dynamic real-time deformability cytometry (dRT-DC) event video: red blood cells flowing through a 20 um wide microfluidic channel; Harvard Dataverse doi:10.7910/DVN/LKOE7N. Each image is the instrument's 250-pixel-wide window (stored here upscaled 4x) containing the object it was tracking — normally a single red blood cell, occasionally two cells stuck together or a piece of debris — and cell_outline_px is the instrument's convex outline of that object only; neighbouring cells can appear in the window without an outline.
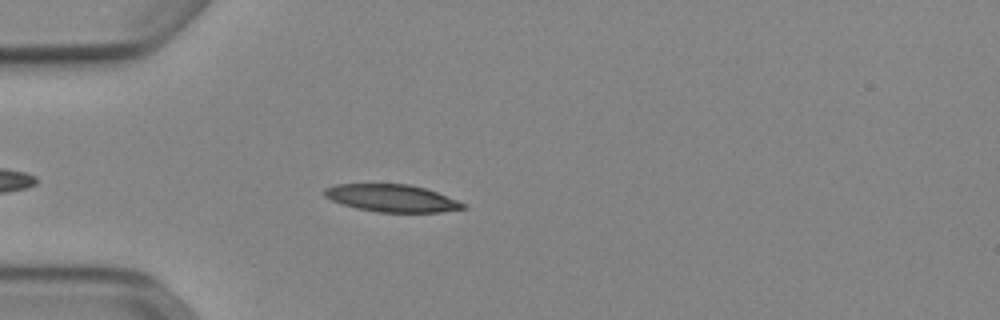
{"species": "Egyptian fruit bat (a non-hibernating species)", "species_latin": "Rousettus aegyptiacus", "temperature_condition": "cold", "stored_images_in_passage": 43, "camera_frame_rate_fps": 3000, "um_per_image_px": 0.085, "animal": {"sex": "female"}, "frame": {"image": 1, "passage_image": 6, "time_ms": 1.667, "image_size_px": [1000, 320], "cell_outline_px": [[468, 208], [440, 212], [380, 212], [356, 208], [332, 200], [324, 196], [324, 188], [336, 184], [408, 184], [424, 188], [436, 192], [468, 204]], "centroid_in_image_um": [33.33, 16.84], "position_along_channel_um": 51.7, "area_um2": 22.02}}
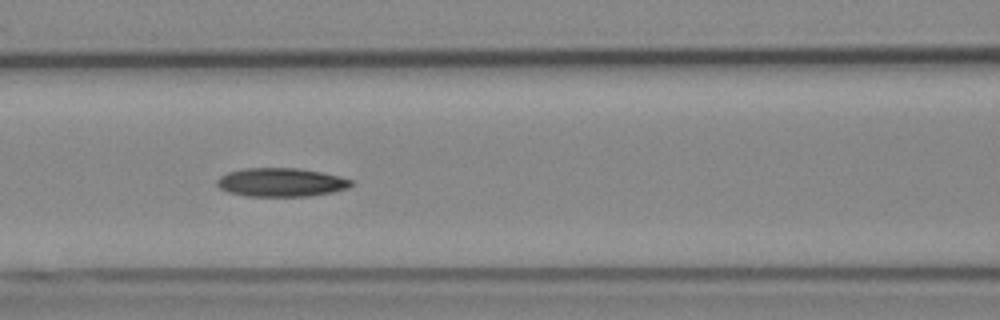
{"frame": {"image": 2, "passage_image": 14, "time_ms": 4.333, "image_size_px": [1000, 320], "cell_outline_px": [[352, 184], [348, 188], [332, 192], [308, 196], [244, 196], [228, 192], [220, 188], [216, 184], [216, 180], [220, 176], [228, 172], [244, 168], [300, 168], [340, 176], [352, 180]], "centroid_in_image_um": [23.87, 15.49], "position_along_channel_um": 142.7, "area_um2": 22.43}}
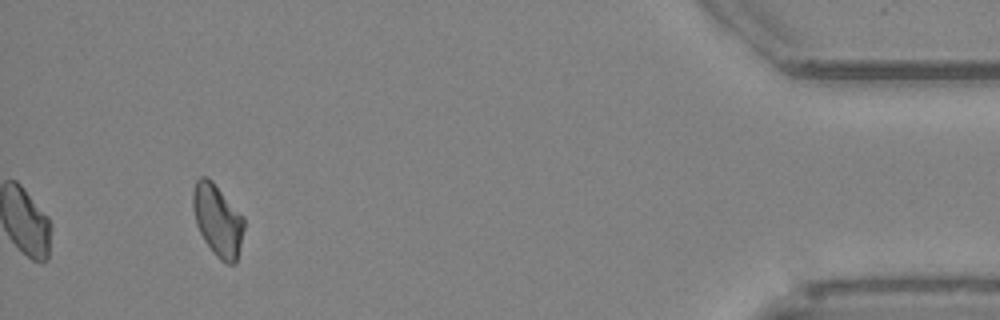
{"frame": {"image": 3, "passage_image": 40, "time_ms": 13.0, "image_size_px": [1000, 320], "cell_outline_px": [[244, 228], [236, 264], [228, 264], [220, 260], [212, 252], [204, 240], [196, 224], [192, 208], [192, 192], [196, 180], [200, 176], [208, 176], [212, 180], [244, 216]], "centroid_in_image_um": [18.49, 18.7], "position_along_channel_um": 416.7, "area_um2": 21.68}, "authors_computed_cell_mechanics": {"area_um2": 22.0218, "velocity_mm_per_s": 3.8992, "shape_relaxation_time_tau1_ms": 6.4594, "shape_relaxation_time_tau2_ms": null, "deformation_change_tau1": 0.1461, "deformation_change_tau2": null}}